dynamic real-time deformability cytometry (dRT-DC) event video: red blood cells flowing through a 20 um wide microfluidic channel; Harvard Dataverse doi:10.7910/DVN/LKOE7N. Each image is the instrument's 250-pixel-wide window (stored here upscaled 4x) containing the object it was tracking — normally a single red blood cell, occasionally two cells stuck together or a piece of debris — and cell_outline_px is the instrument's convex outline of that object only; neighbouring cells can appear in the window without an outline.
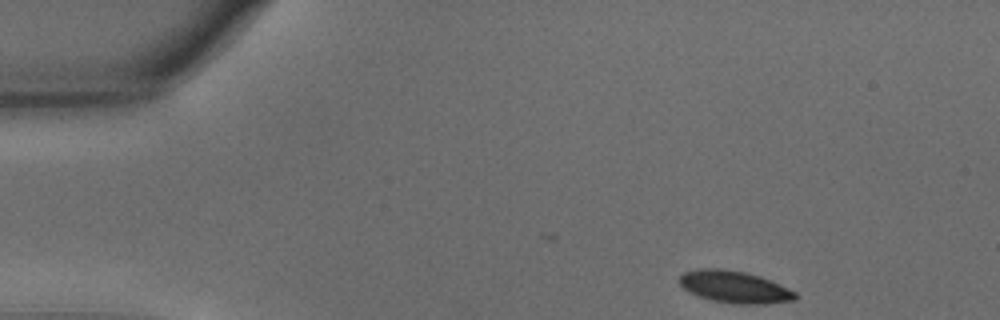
{"species": "common noctule bat (a hibernating species)", "species_latin": "Nyctalus noctula", "temperature_condition": "warm", "stored_images_in_passage": 38, "camera_frame_rate_fps": 3000, "um_per_image_px": 0.085, "animal": {"sex": "male", "body_mass_g": 15.6}, "frame": {"image": 1, "passage_image": 1, "time_ms": 0.0, "image_size_px": [1000, 320], "cell_outline_px": [[796, 300], [764, 304], [736, 304], [712, 300], [688, 292], [676, 280], [684, 272], [700, 268], [720, 268], [744, 272], [760, 276], [788, 288], [796, 292]], "centroid_in_image_um": [62.41, 24.39], "position_along_channel_um": 22.6, "area_um2": 21.62}}
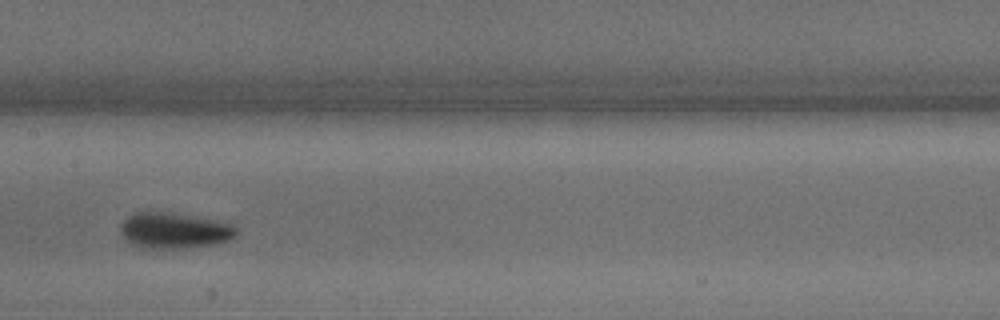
{"frame": {"image": 2, "passage_image": 22, "time_ms": 7.0, "image_size_px": [1000, 320], "cell_outline_px": [[236, 236], [228, 240], [216, 244], [184, 248], [140, 248], [128, 244], [120, 232], [120, 224], [128, 216], [136, 212], [160, 212], [188, 216], [232, 224], [236, 228]], "centroid_in_image_um": [14.74, 19.63], "position_along_channel_um": 192.7, "area_um2": 23.93}}
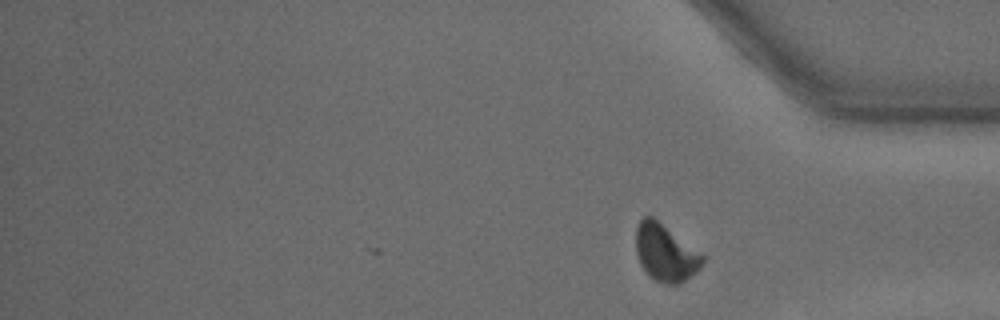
{"frame": {"image": 3, "passage_image": 38, "time_ms": 12.333, "image_size_px": [1000, 320], "cell_outline_px": [[704, 260], [700, 268], [696, 272], [680, 284], [664, 284], [656, 280], [640, 264], [636, 252], [636, 228], [640, 220], [644, 216], [652, 216], [704, 256]], "centroid_in_image_um": [56.55, 21.49], "position_along_channel_um": 378.6, "area_um2": 21.68}, "authors_computed_cell_mechanics": {"area_um2": 23.12, "velocity_mm_per_s": 3.5993, "shape_relaxation_time_tau1_ms": 2.4139, "shape_relaxation_time_tau2_ms": null, "deformation_change_tau1": 0.1166, "deformation_change_tau2": null}}